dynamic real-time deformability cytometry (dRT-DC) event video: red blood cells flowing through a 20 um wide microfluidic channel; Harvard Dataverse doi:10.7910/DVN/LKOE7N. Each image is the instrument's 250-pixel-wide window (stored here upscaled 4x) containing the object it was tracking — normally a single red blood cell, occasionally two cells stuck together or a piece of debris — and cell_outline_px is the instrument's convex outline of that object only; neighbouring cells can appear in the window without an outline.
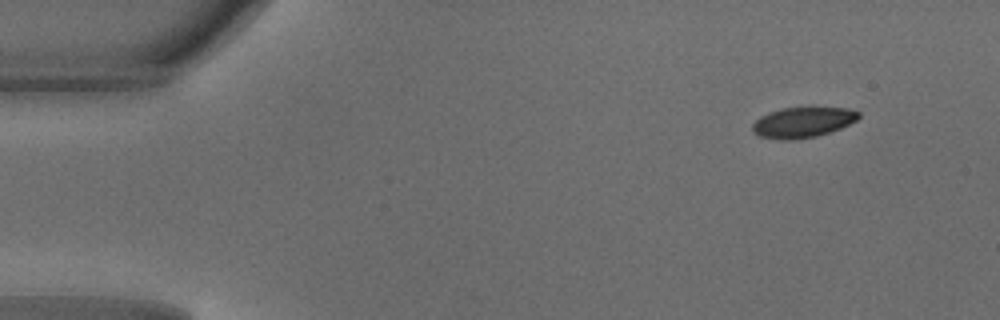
{"species": "common noctule bat (a hibernating species)", "species_latin": "Nyctalus noctula", "temperature_condition": "warm", "stored_images_in_passage": 45, "camera_frame_rate_fps": 3000, "um_per_image_px": 0.085, "animal": {"sex": "male", "body_mass_g": 18.8}, "frame": {"image": 1, "passage_image": 1, "time_ms": 0.0, "image_size_px": [1000, 320], "cell_outline_px": [[860, 116], [856, 120], [840, 128], [816, 136], [792, 140], [780, 140], [760, 136], [752, 132], [752, 124], [760, 116], [768, 112], [784, 108], [848, 108], [860, 112]], "centroid_in_image_um": [68.2, 10.4], "position_along_channel_um": 16.8, "area_um2": 18.67}}
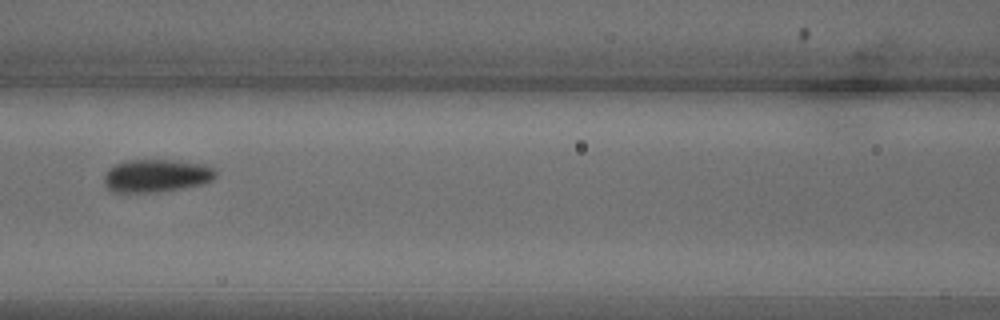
{"frame": {"image": 2, "passage_image": 18, "time_ms": 5.667, "image_size_px": [1000, 320], "cell_outline_px": [[216, 176], [212, 180], [204, 184], [156, 192], [112, 192], [104, 184], [104, 176], [108, 168], [124, 160], [176, 160], [212, 164], [216, 168]], "centroid_in_image_um": [13.34, 14.91], "position_along_channel_um": 153.3, "area_um2": 21.79}}
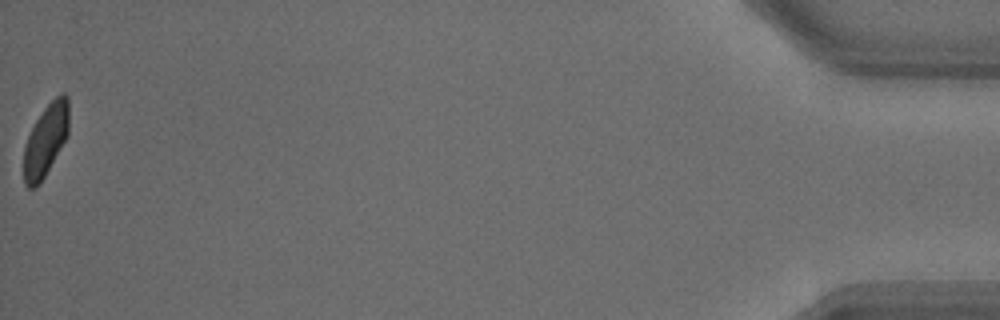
{"frame": {"image": 3, "passage_image": 45, "time_ms": 14.667, "image_size_px": [1000, 320], "cell_outline_px": [[68, 136], [40, 184], [36, 188], [28, 188], [24, 184], [24, 144], [36, 120], [44, 108], [60, 92], [64, 92], [68, 96]], "centroid_in_image_um": [3.89, 11.92], "position_along_channel_um": 431.3, "area_um2": 19.02}, "authors_computed_cell_mechanics": {"area_um2": 20.519, "velocity_mm_per_s": 4.1674, "shape_relaxation_time_tau1_ms": 2.1491, "shape_relaxation_time_tau2_ms": null, "deformation_change_tau1": 0.0978, "deformation_change_tau2": null}}